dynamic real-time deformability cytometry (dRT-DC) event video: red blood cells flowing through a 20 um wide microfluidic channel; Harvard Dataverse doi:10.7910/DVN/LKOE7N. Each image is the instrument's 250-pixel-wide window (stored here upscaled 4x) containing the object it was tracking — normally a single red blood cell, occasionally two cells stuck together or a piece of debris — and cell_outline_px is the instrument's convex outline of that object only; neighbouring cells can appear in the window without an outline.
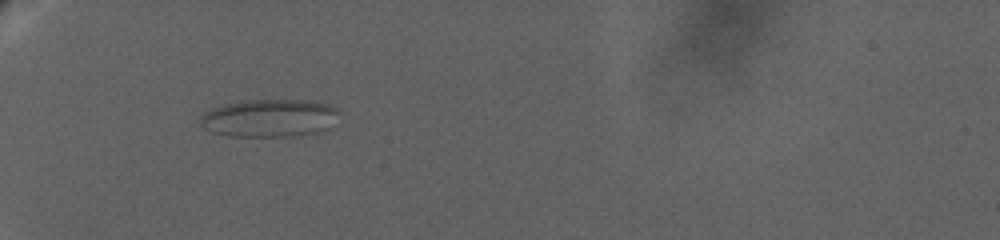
{"species": "human", "species_latin": "Homo sapiens", "temperature_condition": "warm", "stored_images_in_passage": 21, "camera_frame_rate_fps": 3000, "um_per_image_px": 0.085, "donor": {"sex": "female"}, "frame": {"image": 1, "passage_image": 1, "time_ms": 0.0, "image_size_px": [1000, 240], "cell_outline_px": [[340, 112], [328, 128], [320, 132], [288, 136], [228, 136], [212, 132], [204, 128], [200, 124], [200, 116], [204, 112], [212, 108], [224, 104], [248, 100], [304, 100], [328, 104], [336, 108]], "centroid_in_image_um": [22.87, 10.03], "position_along_channel_um": 62.1, "area_um2": 30.52}}
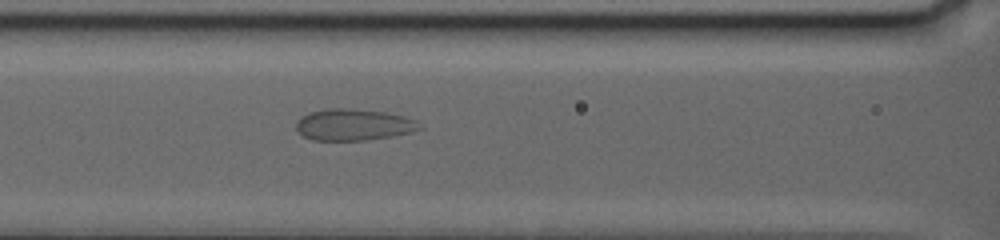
{"frame": {"image": 2, "passage_image": 13, "time_ms": 3.333, "image_size_px": [1000, 240], "cell_outline_px": [[424, 128], [408, 132], [368, 140], [312, 140], [304, 136], [296, 128], [296, 120], [300, 116], [308, 112], [328, 108], [352, 108], [384, 112], [404, 116], [416, 120]], "centroid_in_image_um": [30.01, 10.58], "position_along_channel_um": 136.6, "area_um2": 22.66}}
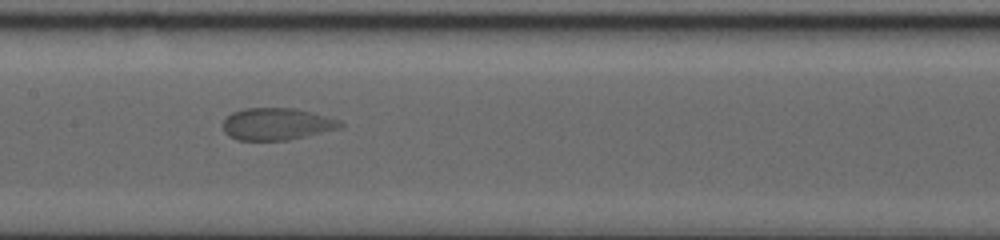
{"frame": {"image": 3, "passage_image": 20, "time_ms": 5.0, "image_size_px": [1000, 240], "cell_outline_px": [[344, 128], [288, 140], [236, 140], [228, 136], [224, 132], [224, 120], [232, 112], [244, 108], [296, 108], [312, 112], [340, 120], [344, 124]], "centroid_in_image_um": [23.56, 10.54], "position_along_channel_um": 183.8, "area_um2": 22.14}}